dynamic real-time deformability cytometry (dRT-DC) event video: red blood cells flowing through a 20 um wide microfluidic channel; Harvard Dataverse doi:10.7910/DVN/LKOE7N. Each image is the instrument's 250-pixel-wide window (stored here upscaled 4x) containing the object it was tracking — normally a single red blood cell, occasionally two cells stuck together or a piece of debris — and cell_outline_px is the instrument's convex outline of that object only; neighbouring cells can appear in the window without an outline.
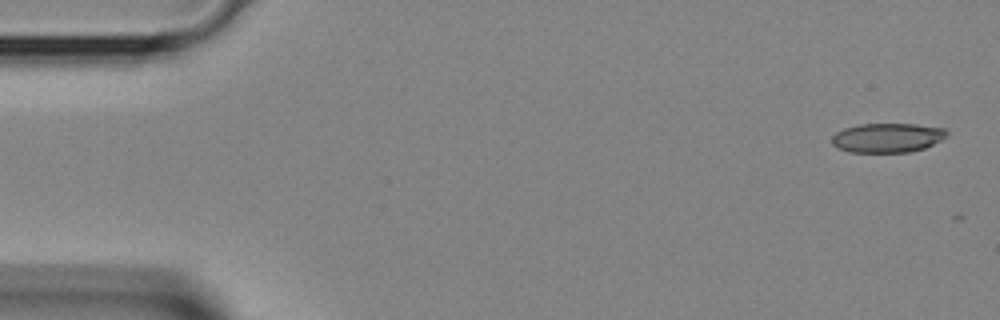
{"species": "Egyptian fruit bat (a non-hibernating species)", "species_latin": "Rousettus aegyptiacus", "temperature_condition": "room temperature", "stored_images_in_passage": 3, "camera_frame_rate_fps": 3000, "um_per_image_px": 0.085, "animal": {"sex": "female"}, "frame": {"image": 1, "passage_image": 1, "time_ms": 0.0, "image_size_px": [1000, 320], "cell_outline_px": [[948, 136], [924, 148], [908, 152], [848, 152], [836, 148], [832, 144], [832, 136], [836, 132], [844, 128], [860, 124], [916, 124], [944, 128], [948, 132]], "centroid_in_image_um": [75.4, 11.71], "position_along_channel_um": 9.6, "area_um2": 19.71}}